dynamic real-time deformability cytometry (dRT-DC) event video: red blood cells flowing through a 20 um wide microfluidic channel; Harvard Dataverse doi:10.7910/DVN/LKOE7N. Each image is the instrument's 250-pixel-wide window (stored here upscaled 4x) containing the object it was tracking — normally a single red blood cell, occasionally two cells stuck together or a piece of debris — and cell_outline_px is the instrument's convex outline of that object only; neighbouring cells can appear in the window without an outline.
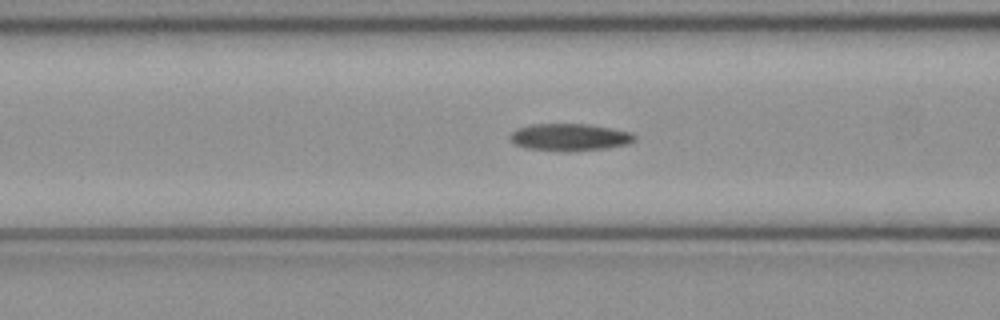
{"species": "common noctule bat (a hibernating species)", "species_latin": "Nyctalus noctula", "temperature_condition": "cold", "stored_images_in_passage": 40, "camera_frame_rate_fps": 3000, "um_per_image_px": 0.085, "animal": {"sex": "female", "body_mass_g": 21.9}, "frame": {"image": 1, "passage_image": 14, "time_ms": 4.333, "image_size_px": [1000, 320], "cell_outline_px": [[636, 140], [628, 144], [604, 148], [568, 152], [528, 148], [516, 144], [508, 136], [516, 128], [528, 124], [588, 124], [612, 128], [632, 132], [636, 136]], "centroid_in_image_um": [48.44, 11.65], "position_along_channel_um": 118.2, "area_um2": 19.83}}
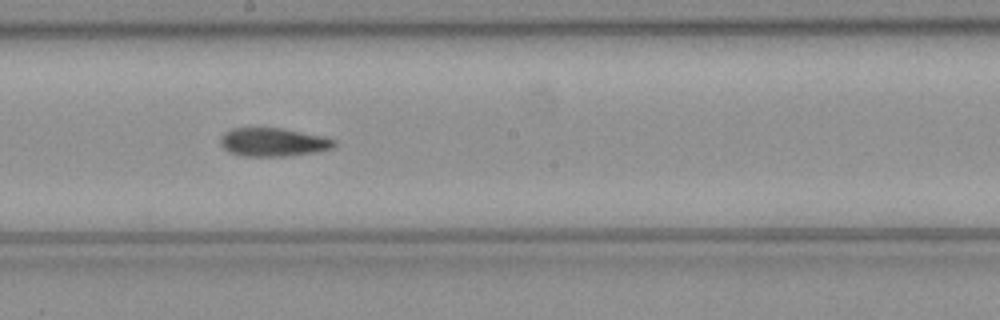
{"frame": {"image": 2, "passage_image": 22, "time_ms": 7.0, "image_size_px": [1000, 320], "cell_outline_px": [[336, 144], [332, 148], [316, 152], [288, 156], [244, 156], [228, 152], [220, 144], [220, 136], [224, 132], [232, 128], [280, 128], [324, 136], [336, 140]], "centroid_in_image_um": [23.21, 12.08], "position_along_channel_um": 225.0, "area_um2": 18.96}}
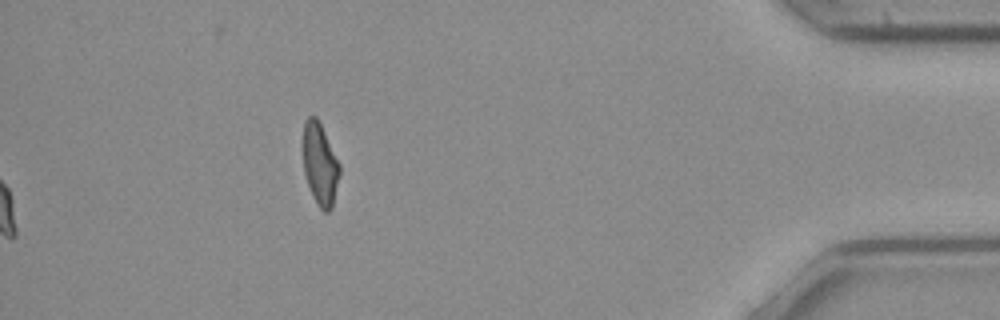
{"frame": {"image": 3, "passage_image": 40, "time_ms": 13.0, "image_size_px": [1000, 320], "cell_outline_px": [[340, 176], [332, 208], [328, 212], [324, 212], [316, 204], [312, 196], [304, 172], [304, 120], [308, 116], [316, 116], [340, 164]], "centroid_in_image_um": [27.22, 14.0], "position_along_channel_um": 408.0, "area_um2": 17.34}, "authors_computed_cell_mechanics": {"area_um2": 19.4497, "velocity_mm_per_s": 3.9831, "shape_relaxation_time_tau1_ms": 7.6841, "shape_relaxation_time_tau2_ms": 4.5109, "deformation_change_tau1": 0.1985, "deformation_change_tau2": 0.1315}}